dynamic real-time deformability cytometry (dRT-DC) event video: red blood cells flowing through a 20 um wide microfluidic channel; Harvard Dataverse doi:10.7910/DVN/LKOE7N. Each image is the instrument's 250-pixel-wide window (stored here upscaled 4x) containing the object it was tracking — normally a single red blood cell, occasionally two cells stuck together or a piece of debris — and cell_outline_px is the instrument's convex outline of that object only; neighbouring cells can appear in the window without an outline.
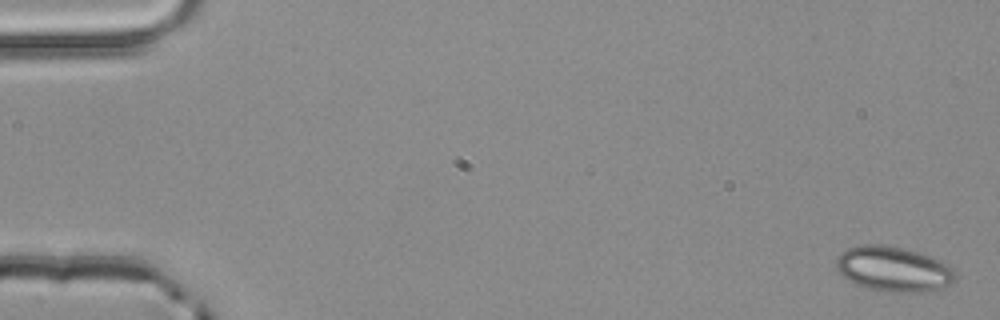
{"species": "common noctule bat (a hibernating species)", "species_latin": "Nyctalus noctula", "temperature_condition": "room temperature", "stored_images_in_passage": 5, "camera_frame_rate_fps": 3000, "um_per_image_px": 0.085, "animal": {"sex": "male", "body_mass_g": 20.4}, "frame": {"image": 1, "passage_image": 1, "time_ms": 0.0, "image_size_px": [1000, 320], "cell_outline_px": [[956, 280], [948, 284], [936, 288], [920, 292], [884, 292], [864, 288], [856, 284], [844, 276], [836, 268], [836, 256], [840, 252], [848, 248], [864, 244], [880, 244], [900, 248], [916, 252], [940, 260], [948, 264], [952, 268], [956, 276]], "centroid_in_image_um": [75.9, 22.87], "position_along_channel_um": 9.1, "area_um2": 31.04}}
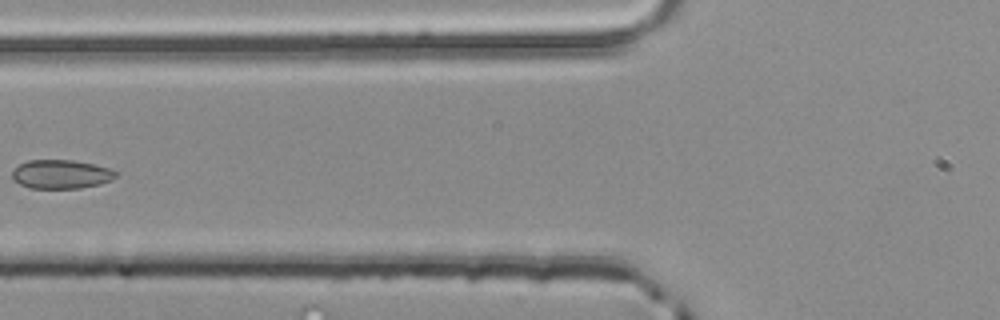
{"frame": {"image": 2, "passage_image": 5, "time_ms": 1.333, "image_size_px": [1000, 320], "cell_outline_px": [[120, 176], [112, 180], [100, 184], [80, 188], [32, 188], [20, 184], [12, 180], [12, 172], [20, 164], [28, 160], [72, 160], [112, 168], [120, 172]], "centroid_in_image_um": [5.26, 14.81], "position_along_channel_um": 120.5, "area_um2": 17.63}}